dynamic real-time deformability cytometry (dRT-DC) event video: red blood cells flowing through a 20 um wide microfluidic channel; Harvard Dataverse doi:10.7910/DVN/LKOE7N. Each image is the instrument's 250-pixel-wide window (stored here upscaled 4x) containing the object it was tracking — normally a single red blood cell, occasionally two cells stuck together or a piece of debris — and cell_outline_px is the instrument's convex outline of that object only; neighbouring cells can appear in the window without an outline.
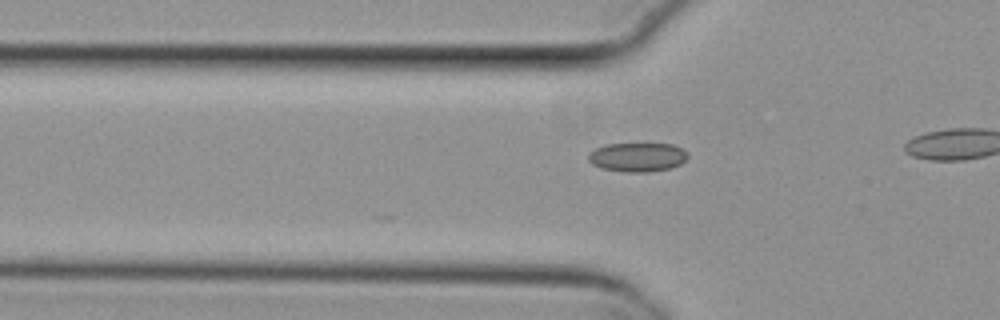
{"species": "common noctule bat (a hibernating species)", "species_latin": "Nyctalus noctula", "temperature_condition": "cold", "stored_images_in_passage": 7, "camera_frame_rate_fps": 3000, "um_per_image_px": 0.085, "animal": {"sex": "female", "body_mass_g": 29.2, "forearm_length_mm": 56.3}, "frame": {"image": 1, "passage_image": 4, "time_ms": 1.0, "image_size_px": [1000, 320], "cell_outline_px": [[688, 156], [680, 164], [668, 168], [648, 172], [624, 172], [600, 168], [592, 164], [588, 160], [588, 152], [604, 144], [672, 144], [680, 148]], "centroid_in_image_um": [54.11, 13.36], "position_along_channel_um": 71.7, "area_um2": 16.7}}